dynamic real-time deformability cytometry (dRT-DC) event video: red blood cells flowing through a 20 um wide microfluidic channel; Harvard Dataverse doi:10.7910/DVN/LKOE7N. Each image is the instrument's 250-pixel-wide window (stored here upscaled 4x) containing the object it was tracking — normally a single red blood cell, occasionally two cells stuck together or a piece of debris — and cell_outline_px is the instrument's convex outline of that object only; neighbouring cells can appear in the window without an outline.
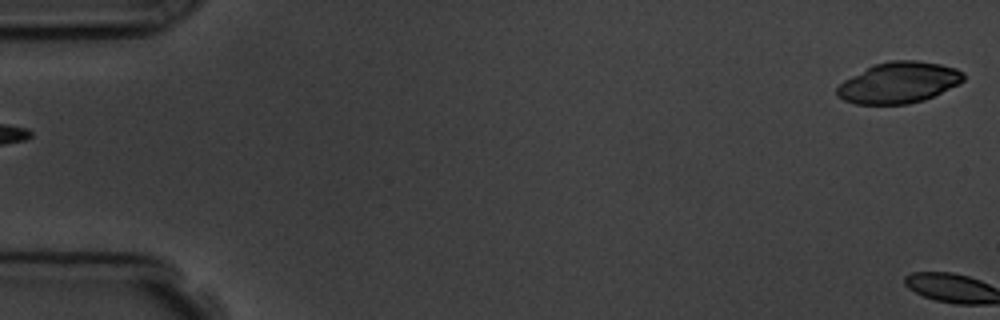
{"species": "common noctule bat (a hibernating species)", "species_latin": "Nyctalus noctula", "temperature_condition": "room temperature", "stored_images_in_passage": 7, "camera_frame_rate_fps": 3000, "um_per_image_px": 0.085, "animal": {"sex": "male", "body_mass_g": 19.5, "forearm_length_mm": 54.6}, "frame": {"image": 1, "passage_image": 1, "time_ms": 0.0, "image_size_px": [1000, 320], "cell_outline_px": [[964, 80], [924, 100], [908, 104], [856, 104], [844, 100], [836, 92], [836, 88], [844, 80], [876, 64], [888, 60], [916, 60], [940, 64], [956, 68], [964, 72]], "centroid_in_image_um": [76.4, 7.02], "position_along_channel_um": 8.6, "area_um2": 29.82}}
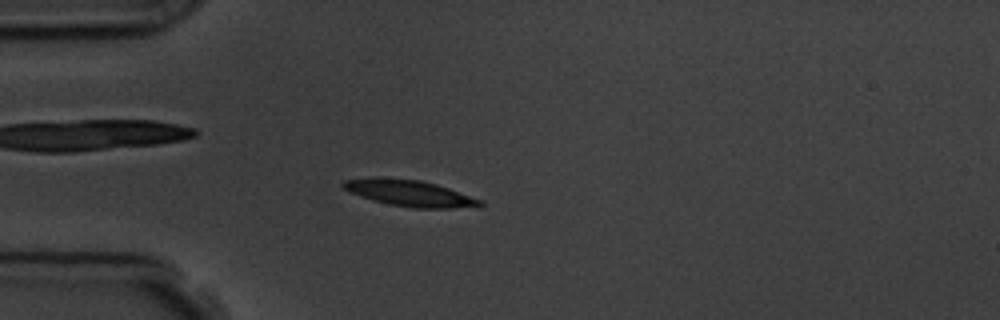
{"frame": {"image": 2, "passage_image": 6, "time_ms": 5.667, "image_size_px": [1000, 320], "cell_outline_px": [[484, 204], [480, 208], [412, 208], [388, 204], [372, 200], [348, 192], [340, 184], [344, 180], [372, 176], [376, 176], [420, 180], [436, 184], [484, 200]], "centroid_in_image_um": [34.84, 16.42], "position_along_channel_um": 50.2, "area_um2": 21.5}}